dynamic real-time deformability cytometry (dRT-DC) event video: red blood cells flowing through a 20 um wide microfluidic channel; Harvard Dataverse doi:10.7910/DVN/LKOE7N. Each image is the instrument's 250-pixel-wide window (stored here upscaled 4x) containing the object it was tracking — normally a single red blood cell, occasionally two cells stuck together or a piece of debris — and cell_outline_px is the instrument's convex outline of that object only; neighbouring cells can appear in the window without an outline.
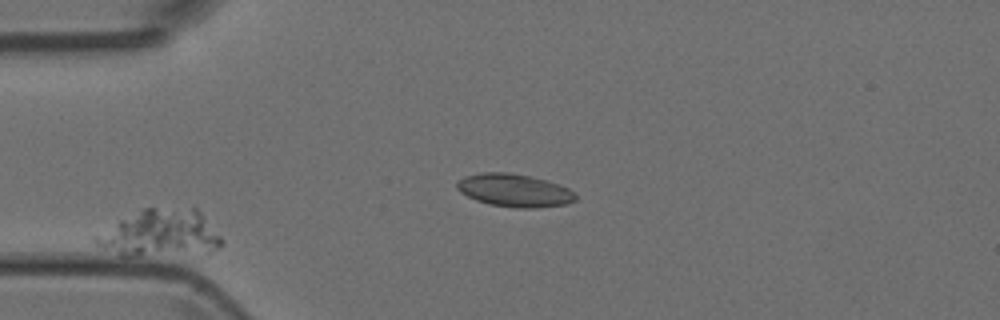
{"species": "Egyptian fruit bat (a non-hibernating species)", "species_latin": "Rousettus aegyptiacus", "temperature_condition": "room temperature", "stored_images_in_passage": 4, "camera_frame_rate_fps": 3000, "um_per_image_px": 0.085, "animal": {"sex": "female"}, "frame": {"image": 1, "passage_image": 3, "time_ms": 2.333, "image_size_px": [1000, 320], "cell_outline_px": [[224, 244], [208, 252], [136, 256], [120, 256], [96, 244], [92, 240], [92, 236], [140, 208], [196, 208], [204, 216], [220, 236]], "centroid_in_image_um": [13.57, 19.83], "position_along_channel_um": 71.4, "area_um2": 34.28}}